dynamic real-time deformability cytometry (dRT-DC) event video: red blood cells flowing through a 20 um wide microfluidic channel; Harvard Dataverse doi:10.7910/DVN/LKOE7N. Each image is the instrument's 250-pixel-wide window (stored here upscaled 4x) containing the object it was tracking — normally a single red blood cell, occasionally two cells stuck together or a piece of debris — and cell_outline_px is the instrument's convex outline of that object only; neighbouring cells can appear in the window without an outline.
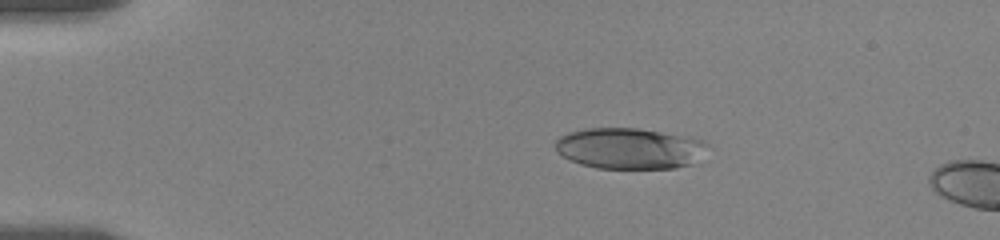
{"species": "human", "species_latin": "Homo sapiens", "temperature_condition": "room temperature", "stored_images_in_passage": 15, "camera_frame_rate_fps": 3000, "um_per_image_px": 0.085, "donor": {"sex": "female"}, "frame": {"image": 1, "passage_image": 11, "time_ms": 3.333, "image_size_px": [1000, 240], "cell_outline_px": [[712, 148], [692, 164], [676, 168], [596, 168], [580, 164], [568, 160], [556, 152], [556, 140], [560, 136], [568, 132], [588, 128], [636, 128], [688, 136], [704, 140]], "centroid_in_image_um": [53.55, 12.62], "position_along_channel_um": 31.5, "area_um2": 36.82}}